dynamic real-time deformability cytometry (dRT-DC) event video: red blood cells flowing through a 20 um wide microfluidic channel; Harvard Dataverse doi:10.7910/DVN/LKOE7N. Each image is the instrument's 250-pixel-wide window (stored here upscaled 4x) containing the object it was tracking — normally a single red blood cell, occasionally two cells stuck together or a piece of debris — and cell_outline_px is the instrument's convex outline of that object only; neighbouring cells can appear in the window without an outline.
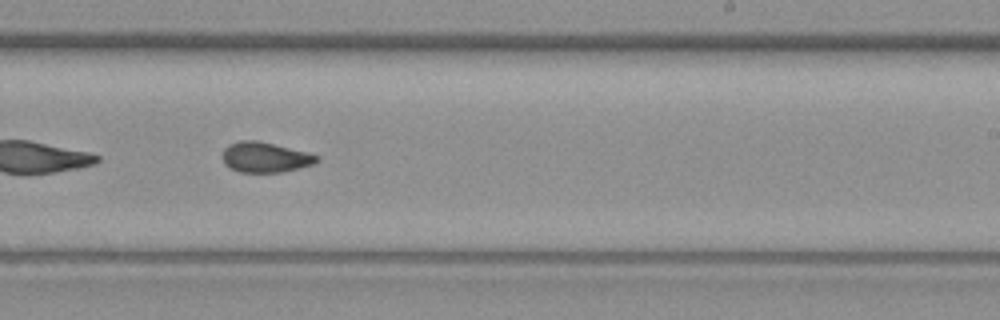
{"species": "common noctule bat (a hibernating species)", "species_latin": "Nyctalus noctula", "temperature_condition": "warm", "stored_images_in_passage": 42, "camera_frame_rate_fps": 3000, "um_per_image_px": 0.085, "animal": {"sex": "female", "body_mass_g": 19.3, "forearm_length_mm": 54.1}, "frame": {"image": 1, "passage_image": 19, "time_ms": 6.0, "image_size_px": [1000, 320], "cell_outline_px": [[320, 160], [312, 164], [300, 168], [280, 172], [240, 172], [228, 168], [224, 164], [224, 148], [228, 144], [240, 140], [260, 140], [308, 152], [320, 156]], "centroid_in_image_um": [22.55, 13.35], "position_along_channel_um": 266.5, "area_um2": 16.82}}